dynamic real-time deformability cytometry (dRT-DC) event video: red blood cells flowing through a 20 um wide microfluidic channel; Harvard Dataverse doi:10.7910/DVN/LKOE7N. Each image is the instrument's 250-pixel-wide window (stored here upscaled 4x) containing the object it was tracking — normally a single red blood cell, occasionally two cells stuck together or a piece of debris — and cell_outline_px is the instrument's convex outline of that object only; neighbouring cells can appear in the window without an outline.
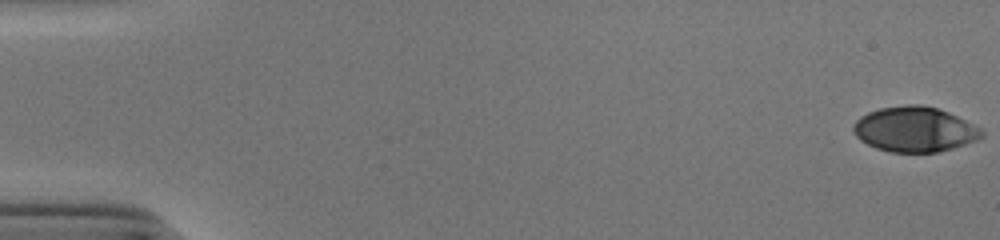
{"species": "human", "species_latin": "Homo sapiens", "temperature_condition": "cold", "stored_images_in_passage": 54, "camera_frame_rate_fps": 3000, "um_per_image_px": 0.085, "donor": {"sex": "male"}, "frame": {"image": 1, "passage_image": 1, "time_ms": 0.0, "image_size_px": [1000, 240], "cell_outline_px": [[984, 136], [976, 140], [952, 148], [936, 152], [888, 152], [876, 148], [860, 140], [852, 132], [852, 124], [860, 116], [868, 112], [880, 108], [908, 104], [920, 104], [936, 108], [948, 112], [980, 128], [984, 132]], "centroid_in_image_um": [77.7, 10.99], "position_along_channel_um": 7.3, "area_um2": 33.7}}
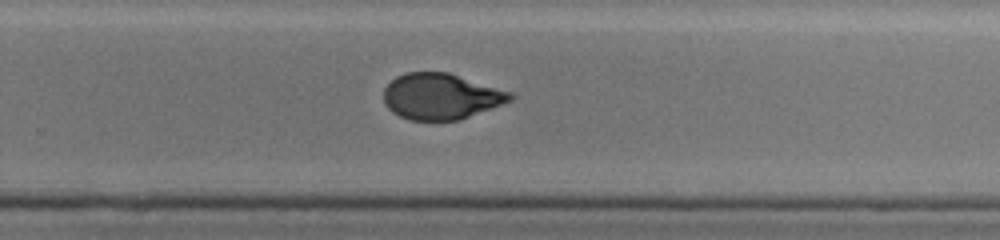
{"frame": {"image": 2, "passage_image": 36, "time_ms": 11.667, "image_size_px": [1000, 240], "cell_outline_px": [[516, 96], [512, 100], [460, 120], [408, 120], [392, 112], [384, 104], [384, 88], [396, 76], [404, 72], [448, 72], [512, 92]], "centroid_in_image_um": [37.47, 8.19], "position_along_channel_um": 292.3, "area_um2": 33.99}}
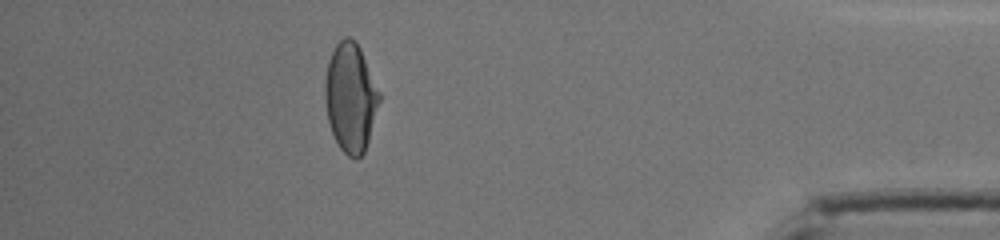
{"frame": {"image": 3, "passage_image": 48, "time_ms": 15.667, "image_size_px": [1000, 240], "cell_outline_px": [[380, 100], [368, 140], [364, 152], [356, 160], [348, 156], [340, 148], [332, 132], [328, 120], [324, 100], [324, 84], [328, 60], [336, 44], [344, 36], [348, 36], [356, 40], [360, 48], [380, 92]], "centroid_in_image_um": [29.78, 8.26], "position_along_channel_um": 405.4, "area_um2": 34.45}, "authors_computed_cell_mechanics": {"area_um2": 34.8534, "velocity_mm_per_s": 3.8941, "shape_relaxation_time_tau1_ms": 4.6165, "shape_relaxation_time_tau2_ms": 1.3713, "deformation_change_tau1": 0.1678, "deformation_change_tau2": 0.0565}}